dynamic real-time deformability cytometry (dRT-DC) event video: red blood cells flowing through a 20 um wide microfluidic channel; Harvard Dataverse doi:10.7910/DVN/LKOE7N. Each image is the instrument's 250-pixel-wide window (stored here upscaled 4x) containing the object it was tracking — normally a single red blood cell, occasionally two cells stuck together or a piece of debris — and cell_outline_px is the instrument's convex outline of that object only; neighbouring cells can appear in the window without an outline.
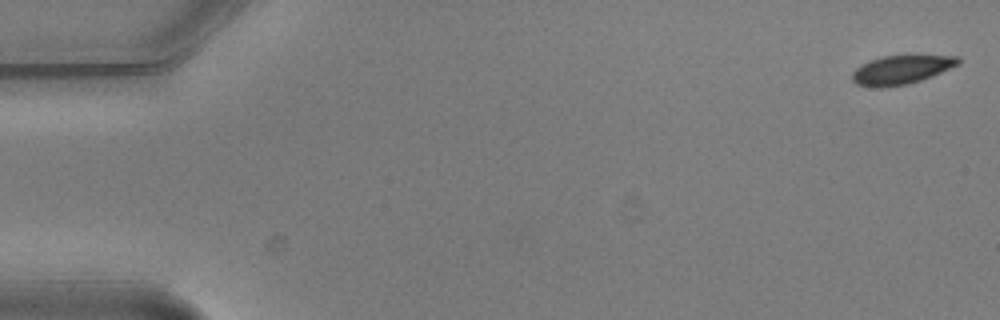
{"species": "common noctule bat (a hibernating species)", "species_latin": "Nyctalus noctula", "temperature_condition": "warm", "stored_images_in_passage": 3, "camera_frame_rate_fps": 3000, "um_per_image_px": 0.085, "animal": {"sex": "male", "body_mass_g": 20.5, "forearm_length_mm": 52.5}, "frame": {"image": 1, "passage_image": 1, "time_ms": 0.0, "image_size_px": [1000, 320], "cell_outline_px": [[960, 64], [932, 76], [908, 84], [884, 88], [876, 88], [856, 84], [852, 80], [852, 72], [860, 64], [884, 56], [960, 56]], "centroid_in_image_um": [76.59, 5.95], "position_along_channel_um": 8.4, "area_um2": 17.74}}